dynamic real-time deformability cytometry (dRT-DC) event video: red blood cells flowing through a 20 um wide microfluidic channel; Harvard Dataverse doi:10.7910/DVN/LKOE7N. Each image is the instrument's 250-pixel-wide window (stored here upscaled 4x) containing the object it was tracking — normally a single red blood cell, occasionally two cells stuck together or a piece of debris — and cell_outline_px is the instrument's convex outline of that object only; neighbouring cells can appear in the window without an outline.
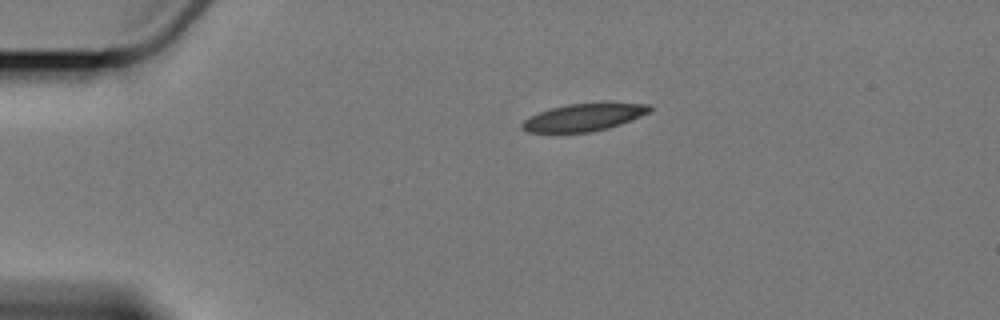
{"species": "Egyptian fruit bat (a non-hibernating species)", "species_latin": "Rousettus aegyptiacus", "temperature_condition": "cold", "stored_images_in_passage": 8, "camera_frame_rate_fps": 3000, "um_per_image_px": 0.085, "animal": {"sex": "female"}, "frame": {"image": 1, "passage_image": 1, "time_ms": 0.0, "image_size_px": [1000, 320], "cell_outline_px": [[652, 108], [648, 112], [640, 116], [620, 124], [608, 128], [592, 132], [528, 132], [520, 128], [520, 124], [524, 120], [540, 112], [552, 108], [568, 104], [652, 104]], "centroid_in_image_um": [49.58, 9.99], "position_along_channel_um": 35.4, "area_um2": 19.77}}
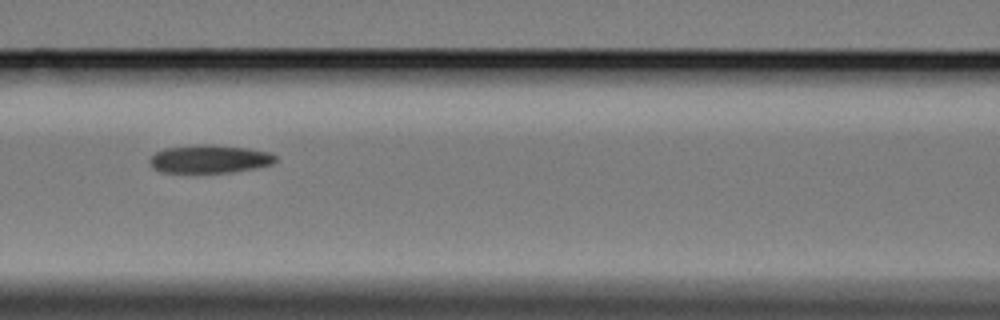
{"frame": {"image": 2, "passage_image": 5, "time_ms": 4.667, "image_size_px": [1000, 320], "cell_outline_px": [[276, 160], [272, 164], [256, 168], [232, 172], [160, 172], [152, 168], [148, 160], [156, 152], [164, 148], [196, 144], [212, 144], [248, 148], [268, 152], [276, 156]], "centroid_in_image_um": [17.79, 13.5], "position_along_channel_um": 148.8, "area_um2": 20.75}}
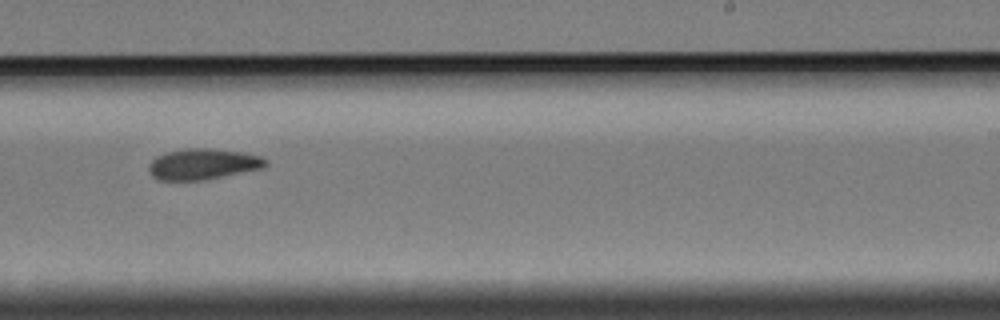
{"frame": {"image": 3, "passage_image": 8, "time_ms": 8.333, "image_size_px": [1000, 320], "cell_outline_px": [[268, 164], [264, 168], [200, 180], [160, 180], [152, 176], [148, 168], [148, 164], [156, 156], [164, 152], [184, 148], [208, 148], [240, 152], [260, 156], [268, 160]], "centroid_in_image_um": [17.22, 13.93], "position_along_channel_um": 271.8, "area_um2": 20.98}}